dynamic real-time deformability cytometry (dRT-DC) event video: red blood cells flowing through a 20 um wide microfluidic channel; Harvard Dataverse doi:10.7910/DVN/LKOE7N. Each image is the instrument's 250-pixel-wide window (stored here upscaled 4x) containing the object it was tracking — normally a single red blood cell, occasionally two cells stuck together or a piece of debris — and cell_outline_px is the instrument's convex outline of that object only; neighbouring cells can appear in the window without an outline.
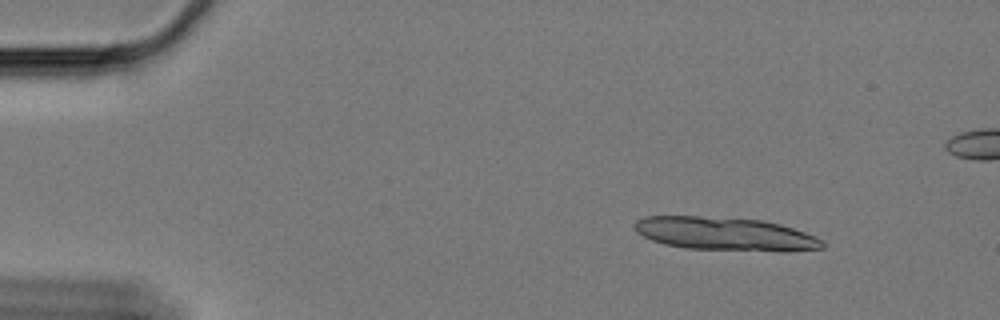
{"species": "Egyptian fruit bat (a non-hibernating species)", "species_latin": "Rousettus aegyptiacus", "temperature_condition": "cold", "stored_images_in_passage": 13, "camera_frame_rate_fps": 3000, "um_per_image_px": 0.085, "animal": {"sex": "female"}, "frame": {"image": 1, "passage_image": 4, "time_ms": 1.0, "image_size_px": [1000, 320], "cell_outline_px": [[824, 248], [788, 252], [780, 252], [688, 248], [664, 244], [652, 240], [636, 232], [632, 228], [632, 224], [636, 220], [644, 216], [700, 216], [760, 220], [780, 224], [816, 236], [824, 240]], "centroid_in_image_um": [61.65, 19.89], "position_along_channel_um": 23.4, "area_um2": 36.76}}